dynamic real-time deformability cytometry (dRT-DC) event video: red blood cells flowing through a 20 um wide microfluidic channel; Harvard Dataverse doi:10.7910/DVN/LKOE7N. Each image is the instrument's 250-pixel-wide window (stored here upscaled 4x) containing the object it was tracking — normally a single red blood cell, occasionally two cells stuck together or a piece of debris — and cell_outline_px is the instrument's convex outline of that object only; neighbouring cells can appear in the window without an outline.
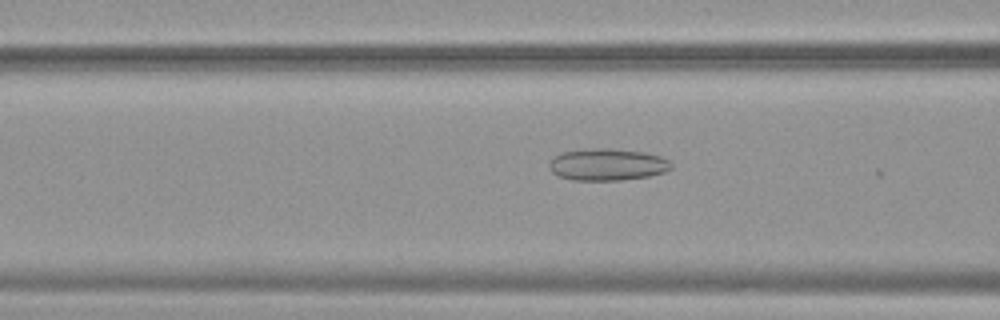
{"species": "common noctule bat (a hibernating species)", "species_latin": "Nyctalus noctula", "temperature_condition": "warm", "stored_images_in_passage": 26, "camera_frame_rate_fps": 3000, "um_per_image_px": 0.085, "animal": {"sex": "female", "body_mass_g": 19.9}, "frame": {"image": 1, "passage_image": 22, "time_ms": 7.0, "image_size_px": [1000, 320], "cell_outline_px": [[672, 168], [664, 172], [648, 176], [620, 180], [572, 180], [560, 176], [552, 172], [548, 168], [548, 164], [560, 152], [592, 148], [612, 148], [644, 152], [660, 156], [668, 160], [672, 164]], "centroid_in_image_um": [51.62, 13.98], "position_along_channel_um": 115.0, "area_um2": 22.72}}
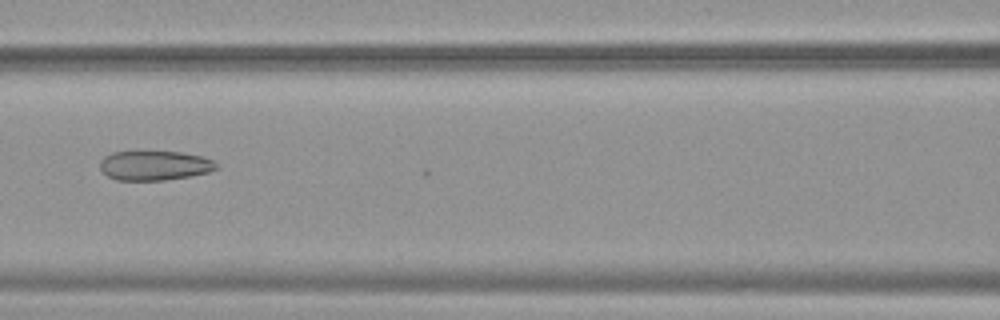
{"frame": {"image": 2, "passage_image": 25, "time_ms": 8.0, "image_size_px": [1000, 320], "cell_outline_px": [[216, 168], [208, 172], [192, 176], [164, 180], [116, 180], [108, 176], [100, 168], [100, 160], [104, 156], [112, 152], [180, 152], [200, 156], [212, 160], [216, 164]], "centroid_in_image_um": [13.1, 14.07], "position_along_channel_um": 153.5, "area_um2": 19.83}}